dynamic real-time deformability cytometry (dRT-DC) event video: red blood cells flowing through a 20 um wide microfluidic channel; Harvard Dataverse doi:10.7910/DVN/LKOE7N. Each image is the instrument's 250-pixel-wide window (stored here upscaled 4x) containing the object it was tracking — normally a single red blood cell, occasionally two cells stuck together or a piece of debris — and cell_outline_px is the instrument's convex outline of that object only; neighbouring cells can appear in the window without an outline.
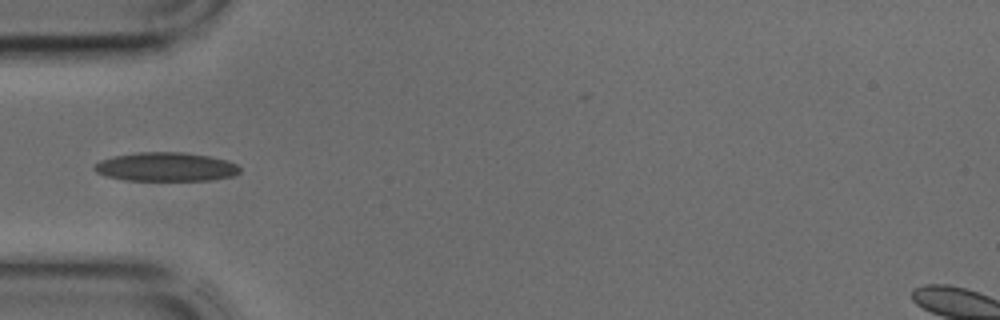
{"species": "common noctule bat (a hibernating species)", "species_latin": "Nyctalus noctula", "temperature_condition": "cold", "stored_images_in_passage": 36, "camera_frame_rate_fps": 3000, "um_per_image_px": 0.085, "animal": {"sex": "male", "body_mass_g": 17.9, "forearm_length_mm": 54.2}, "frame": {"image": 1, "passage_image": 6, "time_ms": 1.667, "image_size_px": [1000, 320], "cell_outline_px": [[240, 172], [232, 176], [212, 180], [124, 180], [104, 176], [96, 172], [92, 168], [92, 164], [100, 160], [112, 156], [140, 152], [180, 152], [208, 156], [228, 160], [236, 164], [240, 168]], "centroid_in_image_um": [14.05, 14.18], "position_along_channel_um": 71.0, "area_um2": 24.62}}
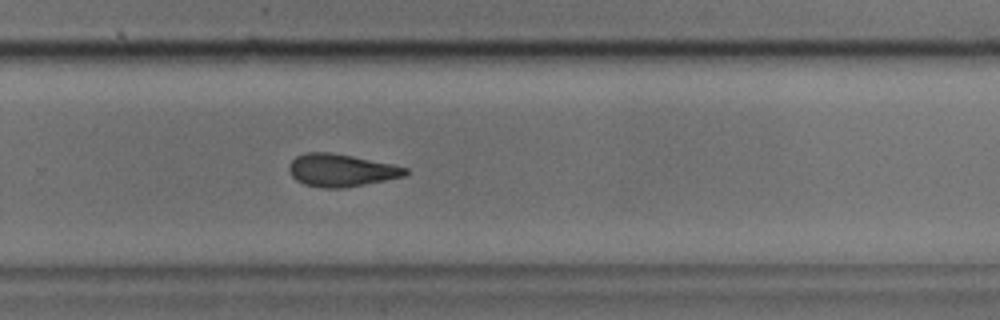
{"frame": {"image": 2, "passage_image": 21, "time_ms": 6.667, "image_size_px": [1000, 320], "cell_outline_px": [[408, 172], [404, 176], [344, 188], [324, 188], [304, 184], [296, 180], [292, 176], [288, 168], [288, 164], [296, 156], [304, 152], [332, 152], [392, 164], [408, 168]], "centroid_in_image_um": [28.95, 14.46], "position_along_channel_um": 300.8, "area_um2": 22.02}}